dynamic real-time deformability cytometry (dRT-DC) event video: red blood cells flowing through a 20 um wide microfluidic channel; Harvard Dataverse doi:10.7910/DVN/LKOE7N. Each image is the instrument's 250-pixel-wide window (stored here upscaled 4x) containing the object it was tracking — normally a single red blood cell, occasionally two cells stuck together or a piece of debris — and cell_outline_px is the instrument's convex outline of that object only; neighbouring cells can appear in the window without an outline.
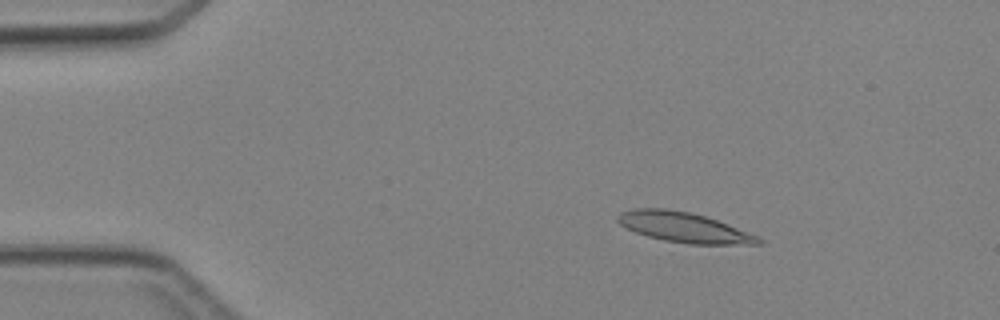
{"species": "Egyptian fruit bat (a non-hibernating species)", "species_latin": "Rousettus aegyptiacus", "temperature_condition": "cold", "stored_images_in_passage": 7, "camera_frame_rate_fps": 3000, "um_per_image_px": 0.085, "animal": {"sex": "female"}, "frame": {"image": 1, "passage_image": 7, "time_ms": 2.0, "image_size_px": [1000, 320], "cell_outline_px": [[764, 244], [688, 244], [664, 240], [648, 236], [636, 232], [620, 224], [616, 220], [616, 216], [620, 212], [632, 208], [668, 208], [692, 212], [728, 224], [756, 236], [764, 240]], "centroid_in_image_um": [58.1, 19.31], "position_along_channel_um": 26.9, "area_um2": 24.62}}